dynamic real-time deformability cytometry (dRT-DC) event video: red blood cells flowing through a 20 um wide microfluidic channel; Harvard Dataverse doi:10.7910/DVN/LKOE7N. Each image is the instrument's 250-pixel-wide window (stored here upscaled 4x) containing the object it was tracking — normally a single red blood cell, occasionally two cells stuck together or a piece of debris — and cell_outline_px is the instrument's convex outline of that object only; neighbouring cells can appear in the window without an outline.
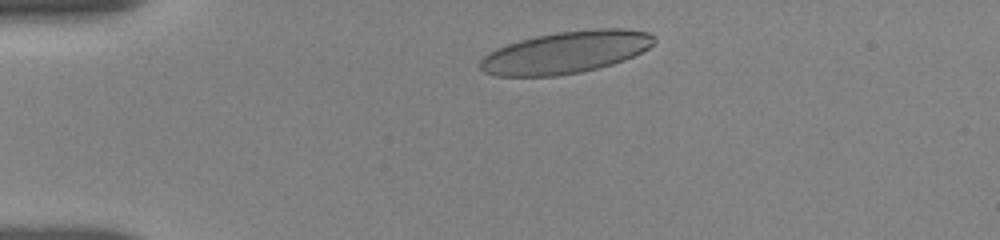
{"species": "human", "species_latin": "Homo sapiens", "temperature_condition": "room temperature", "stored_images_in_passage": 10, "camera_frame_rate_fps": 3000, "um_per_image_px": 0.085, "donor": {"sex": "female"}, "frame": {"image": 1, "passage_image": 3, "time_ms": 1.0, "image_size_px": [1000, 240], "cell_outline_px": [[656, 40], [648, 48], [624, 60], [612, 64], [580, 72], [556, 76], [496, 76], [484, 72], [480, 68], [480, 60], [488, 52], [496, 48], [520, 40], [536, 36], [556, 32], [596, 28], [620, 28], [648, 32], [656, 36]], "centroid_in_image_um": [48.08, 4.44], "position_along_channel_um": 36.9, "area_um2": 42.6}}
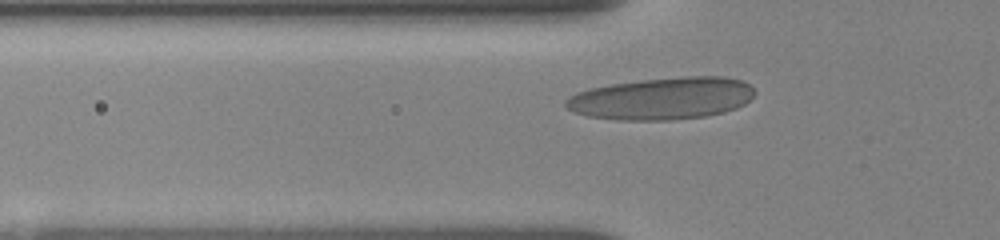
{"frame": {"image": 2, "passage_image": 8, "time_ms": 3.0, "image_size_px": [1000, 240], "cell_outline_px": [[756, 92], [744, 104], [736, 108], [724, 112], [704, 116], [668, 120], [616, 120], [588, 116], [576, 112], [568, 108], [564, 104], [564, 100], [568, 96], [576, 92], [592, 88], [612, 84], [644, 80], [688, 76], [724, 76], [744, 80]], "centroid_in_image_um": [56.28, 8.37], "position_along_channel_um": 69.5, "area_um2": 46.24}}